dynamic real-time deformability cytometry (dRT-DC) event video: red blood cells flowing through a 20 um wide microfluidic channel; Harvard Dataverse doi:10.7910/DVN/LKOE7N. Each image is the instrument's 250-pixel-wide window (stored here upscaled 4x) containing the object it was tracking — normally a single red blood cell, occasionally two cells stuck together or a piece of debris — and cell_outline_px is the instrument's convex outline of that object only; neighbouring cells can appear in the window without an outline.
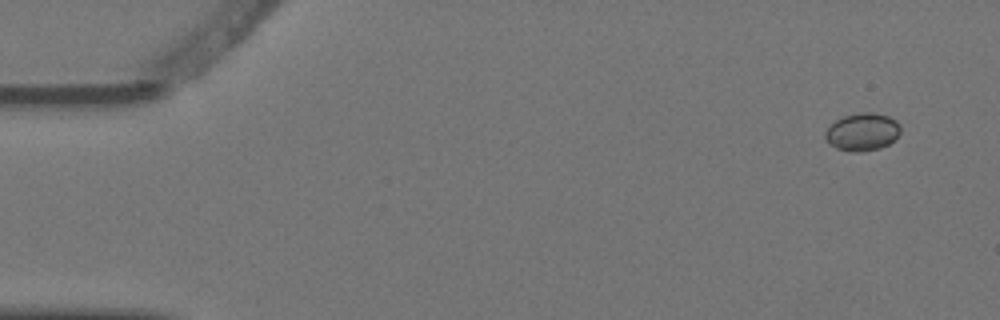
{"species": "Egyptian fruit bat (a non-hibernating species)", "species_latin": "Rousettus aegyptiacus", "temperature_condition": "warm", "stored_images_in_passage": 6, "camera_frame_rate_fps": 3000, "um_per_image_px": 0.085, "animal": {"sex": "female"}, "frame": {"image": 1, "passage_image": 1, "time_ms": 0.0, "image_size_px": [1000, 320], "cell_outline_px": [[900, 132], [888, 144], [880, 148], [860, 152], [848, 152], [836, 148], [828, 144], [824, 136], [824, 132], [836, 120], [844, 116], [860, 112], [872, 112], [888, 116], [896, 120], [900, 124]], "centroid_in_image_um": [73.27, 11.22], "position_along_channel_um": 11.7, "area_um2": 16.59}}
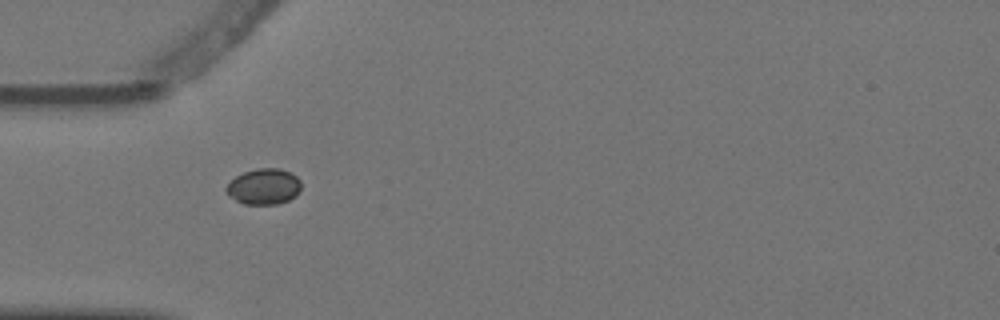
{"frame": {"image": 2, "passage_image": 5, "time_ms": 1.333, "image_size_px": [1000, 320], "cell_outline_px": [[300, 192], [296, 196], [288, 200], [276, 204], [244, 204], [228, 196], [224, 188], [236, 176], [244, 172], [256, 168], [280, 168], [292, 172], [300, 180]], "centroid_in_image_um": [22.43, 15.85], "position_along_channel_um": 62.6, "area_um2": 15.78}}